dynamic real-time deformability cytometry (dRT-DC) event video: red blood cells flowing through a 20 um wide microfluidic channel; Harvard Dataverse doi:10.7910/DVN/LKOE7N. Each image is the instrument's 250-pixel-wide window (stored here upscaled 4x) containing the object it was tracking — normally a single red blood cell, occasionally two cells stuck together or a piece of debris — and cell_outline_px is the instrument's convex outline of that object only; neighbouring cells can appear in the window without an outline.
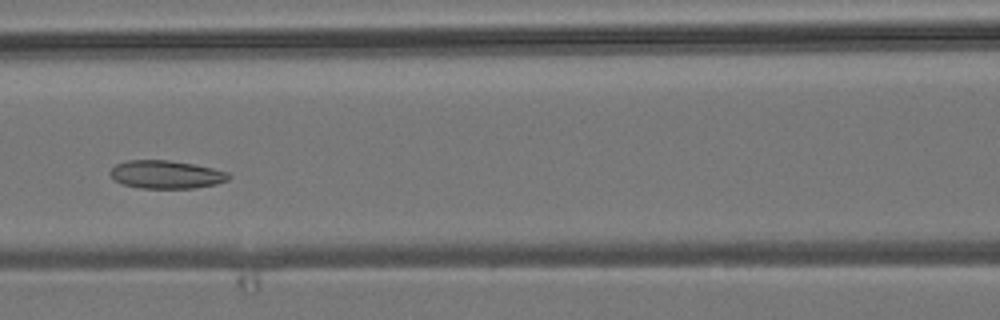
{"species": "common noctule bat (a hibernating species)", "species_latin": "Nyctalus noctula", "temperature_condition": "room temperature", "stored_images_in_passage": 6, "camera_frame_rate_fps": 3000, "um_per_image_px": 0.085, "animal": {"sex": "male", "body_mass_g": 19.2, "forearm_length_mm": 51.8}, "frame": {"image": 1, "passage_image": 5, "time_ms": 4.667, "image_size_px": [1000, 320], "cell_outline_px": [[232, 176], [228, 180], [216, 184], [196, 188], [140, 188], [124, 184], [116, 180], [108, 172], [116, 164], [128, 160], [168, 160], [192, 164], [212, 168], [228, 172]], "centroid_in_image_um": [14.15, 14.83], "position_along_channel_um": 152.5, "area_um2": 19.31}}
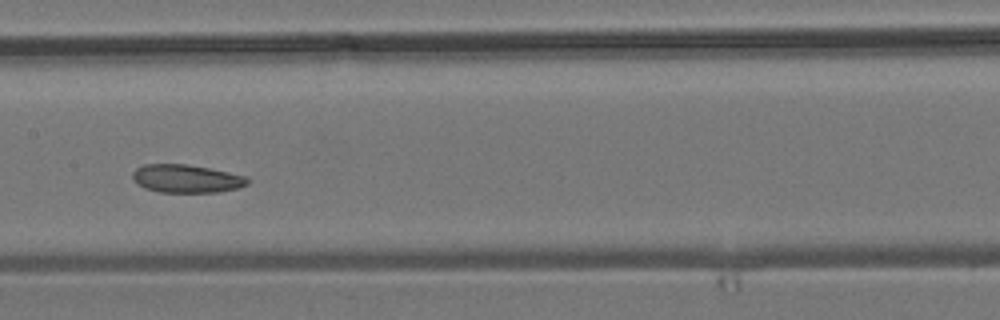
{"frame": {"image": 2, "passage_image": 6, "time_ms": 5.667, "image_size_px": [1000, 320], "cell_outline_px": [[248, 184], [236, 188], [220, 192], [160, 192], [144, 188], [136, 184], [132, 180], [132, 172], [136, 168], [144, 164], [184, 164], [208, 168], [248, 176]], "centroid_in_image_um": [15.8, 15.18], "position_along_channel_um": 191.6, "area_um2": 18.9}}